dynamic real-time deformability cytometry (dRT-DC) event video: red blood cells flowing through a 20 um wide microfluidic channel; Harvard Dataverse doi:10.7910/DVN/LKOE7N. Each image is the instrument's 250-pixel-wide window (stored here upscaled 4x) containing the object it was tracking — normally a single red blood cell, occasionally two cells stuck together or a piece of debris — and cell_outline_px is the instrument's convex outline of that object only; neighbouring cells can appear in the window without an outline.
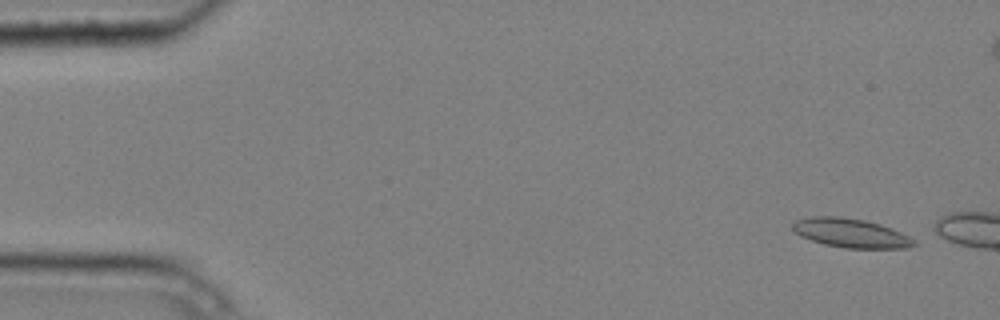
{"species": "common noctule bat (a hibernating species)", "species_latin": "Nyctalus noctula", "temperature_condition": "cold", "stored_images_in_passage": 3, "camera_frame_rate_fps": 3000, "um_per_image_px": 0.085, "animal": {"sex": "male", "body_mass_g": 20.4}, "frame": {"image": 1, "passage_image": 1, "time_ms": 0.0, "image_size_px": [1000, 320], "cell_outline_px": [[916, 244], [908, 248], [844, 248], [824, 244], [800, 236], [792, 228], [792, 224], [796, 220], [812, 216], [840, 216], [864, 220], [880, 224], [892, 228], [916, 240]], "centroid_in_image_um": [72.32, 19.81], "position_along_channel_um": 12.7, "area_um2": 20.52}}